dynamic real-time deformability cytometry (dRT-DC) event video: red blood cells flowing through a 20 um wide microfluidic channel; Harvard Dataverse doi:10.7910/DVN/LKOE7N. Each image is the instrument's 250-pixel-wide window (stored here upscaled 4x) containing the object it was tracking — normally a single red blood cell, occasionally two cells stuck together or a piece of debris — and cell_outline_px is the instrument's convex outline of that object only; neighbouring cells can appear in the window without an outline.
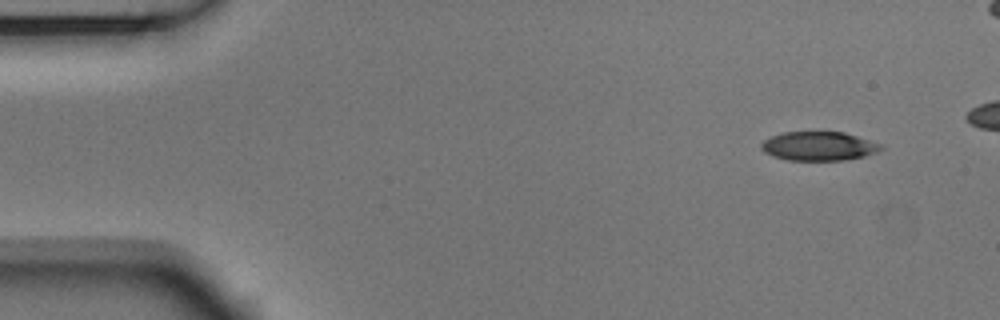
{"species": "Egyptian fruit bat (a non-hibernating species)", "species_latin": "Rousettus aegyptiacus", "temperature_condition": "room temperature", "stored_images_in_passage": 5, "camera_frame_rate_fps": 3000, "um_per_image_px": 0.085, "animal": {"sex": "male"}, "frame": {"image": 1, "passage_image": 1, "time_ms": 0.0, "image_size_px": [1000, 320], "cell_outline_px": [[884, 148], [876, 152], [864, 156], [844, 160], [788, 160], [772, 156], [764, 152], [760, 148], [760, 144], [764, 140], [772, 136], [784, 132], [844, 132], [884, 144]], "centroid_in_image_um": [69.61, 12.42], "position_along_channel_um": 15.4, "area_um2": 20.29}}